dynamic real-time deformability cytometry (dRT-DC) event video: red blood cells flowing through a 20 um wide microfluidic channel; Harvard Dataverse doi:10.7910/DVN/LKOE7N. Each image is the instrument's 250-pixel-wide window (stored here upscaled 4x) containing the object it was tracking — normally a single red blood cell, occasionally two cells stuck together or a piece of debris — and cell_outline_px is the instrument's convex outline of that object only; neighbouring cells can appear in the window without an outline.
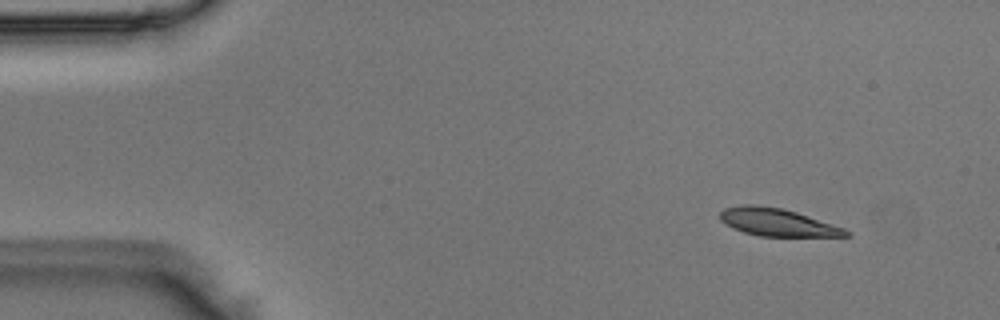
{"species": "Egyptian fruit bat (a non-hibernating species)", "species_latin": "Rousettus aegyptiacus", "temperature_condition": "room temperature", "stored_images_in_passage": 47, "camera_frame_rate_fps": 3000, "um_per_image_px": 0.085, "animal": {"sex": "male"}, "frame": {"image": 1, "passage_image": 1, "time_ms": 0.0, "image_size_px": [1000, 320], "cell_outline_px": [[852, 236], [760, 236], [744, 232], [732, 228], [720, 220], [720, 212], [724, 208], [744, 204], [756, 204], [780, 208], [796, 212], [844, 228], [852, 232]], "centroid_in_image_um": [66.06, 18.89], "position_along_channel_um": 18.9, "area_um2": 20.17}}
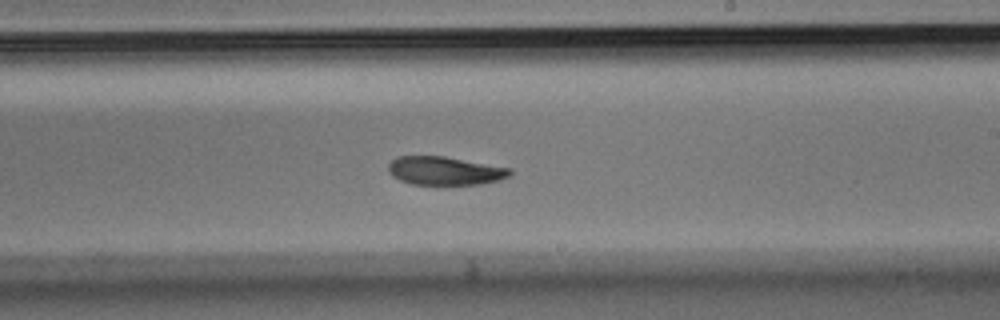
{"frame": {"image": 2, "passage_image": 26, "time_ms": 8.333, "image_size_px": [1000, 320], "cell_outline_px": [[512, 172], [508, 176], [500, 180], [480, 184], [412, 184], [400, 180], [392, 176], [388, 172], [388, 164], [396, 156], [444, 156], [512, 168]], "centroid_in_image_um": [37.8, 14.51], "position_along_channel_um": 251.2, "area_um2": 20.17}}
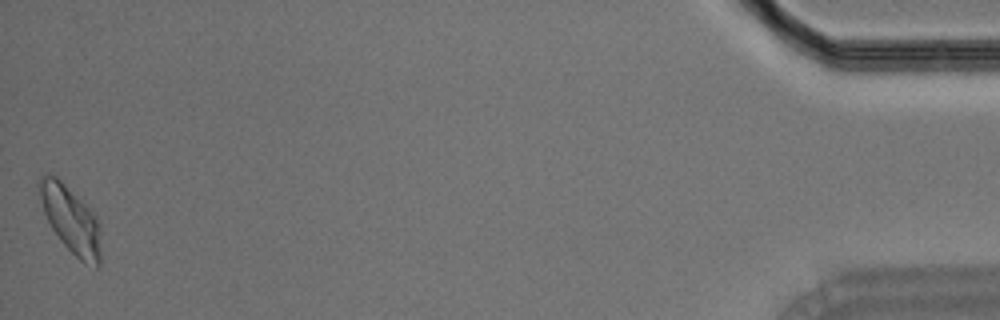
{"frame": {"image": 3, "passage_image": 47, "time_ms": 15.333, "image_size_px": [1000, 320], "cell_outline_px": [[100, 264], [96, 268], [84, 264], [60, 240], [52, 228], [44, 212], [40, 200], [36, 184], [36, 180], [44, 172], [56, 176], [96, 216], [100, 224]], "centroid_in_image_um": [5.99, 18.65], "position_along_channel_um": 429.2, "area_um2": 23.93}}